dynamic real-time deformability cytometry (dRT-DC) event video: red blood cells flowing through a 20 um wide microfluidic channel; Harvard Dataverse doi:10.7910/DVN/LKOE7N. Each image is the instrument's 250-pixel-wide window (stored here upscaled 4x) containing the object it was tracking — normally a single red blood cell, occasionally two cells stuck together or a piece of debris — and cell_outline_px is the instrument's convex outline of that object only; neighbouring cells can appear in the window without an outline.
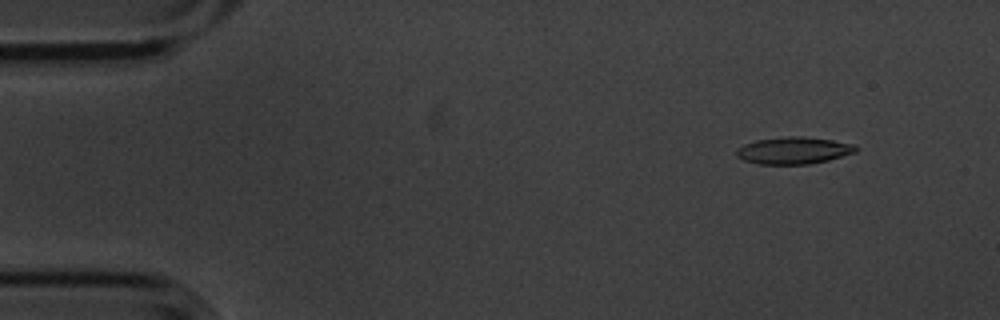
{"species": "common noctule bat (a hibernating species)", "species_latin": "Nyctalus noctula", "temperature_condition": "cold", "stored_images_in_passage": 3, "camera_frame_rate_fps": 3000, "um_per_image_px": 0.085, "animal": {"sex": "male", "body_mass_g": 20.1, "forearm_length_mm": 53.5}, "frame": {"image": 1, "passage_image": 1, "time_ms": 0.0, "image_size_px": [1000, 320], "cell_outline_px": [[856, 152], [828, 160], [808, 164], [760, 164], [744, 160], [736, 156], [736, 148], [744, 144], [756, 140], [788, 136], [800, 136], [832, 140], [852, 144], [856, 148]], "centroid_in_image_um": [67.41, 12.79], "position_along_channel_um": 17.6, "area_um2": 18.61}}
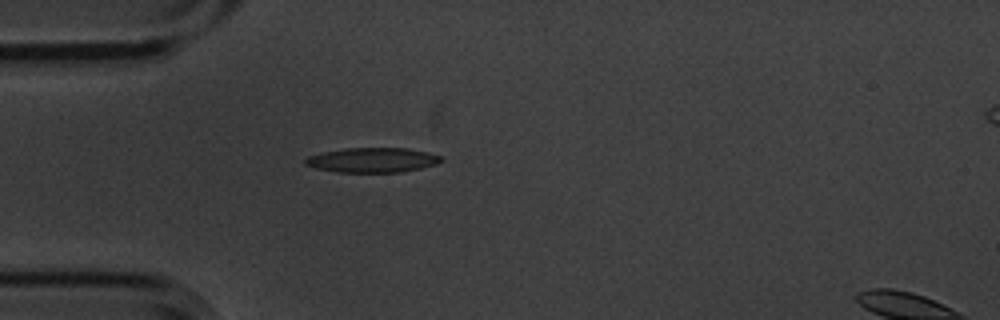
{"frame": {"image": 2, "passage_image": 3, "time_ms": 0.667, "image_size_px": [1000, 320], "cell_outline_px": [[444, 160], [436, 164], [420, 168], [400, 172], [336, 172], [316, 168], [304, 164], [304, 160], [308, 156], [324, 152], [344, 148], [408, 148], [428, 152], [444, 156]], "centroid_in_image_um": [31.69, 13.6], "position_along_channel_um": 53.3, "area_um2": 19.65}}